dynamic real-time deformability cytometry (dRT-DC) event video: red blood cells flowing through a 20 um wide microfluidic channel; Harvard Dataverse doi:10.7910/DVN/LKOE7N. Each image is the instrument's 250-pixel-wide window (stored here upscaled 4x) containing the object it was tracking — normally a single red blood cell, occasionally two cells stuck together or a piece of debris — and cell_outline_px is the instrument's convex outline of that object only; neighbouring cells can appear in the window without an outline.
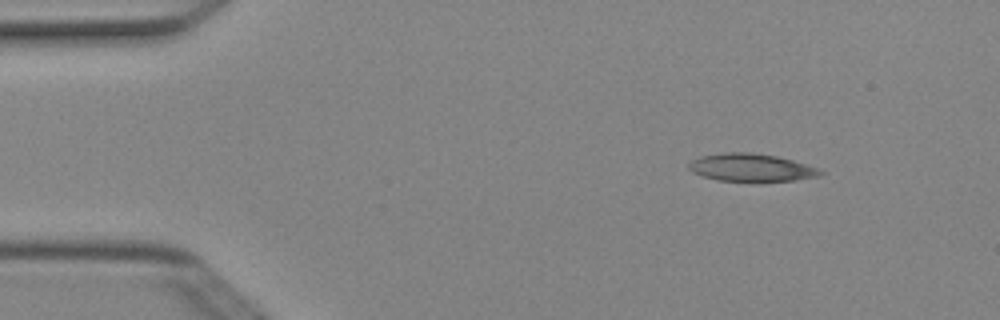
{"species": "Egyptian fruit bat (a non-hibernating species)", "species_latin": "Rousettus aegyptiacus", "temperature_condition": "cold", "stored_images_in_passage": 4, "camera_frame_rate_fps": 3000, "um_per_image_px": 0.085, "animal": {"sex": "female"}, "frame": {"image": 1, "passage_image": 1, "time_ms": 0.0, "image_size_px": [1000, 320], "cell_outline_px": [[824, 172], [820, 176], [796, 180], [760, 184], [716, 180], [692, 172], [688, 168], [688, 164], [692, 160], [700, 156], [724, 152], [748, 152], [776, 156], [792, 160], [820, 168]], "centroid_in_image_um": [63.88, 14.29], "position_along_channel_um": 21.1, "area_um2": 22.14}}